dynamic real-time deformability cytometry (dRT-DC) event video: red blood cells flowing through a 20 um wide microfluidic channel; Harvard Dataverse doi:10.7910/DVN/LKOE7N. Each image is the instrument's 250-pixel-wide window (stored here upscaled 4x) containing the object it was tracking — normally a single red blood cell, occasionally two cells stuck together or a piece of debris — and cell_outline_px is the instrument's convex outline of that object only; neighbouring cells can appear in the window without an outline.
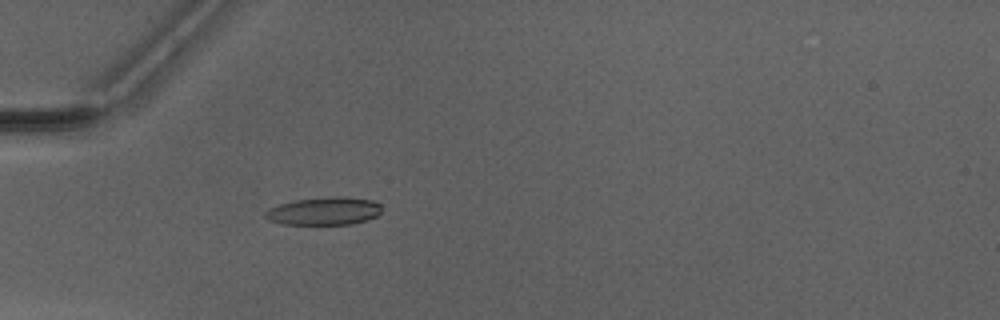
{"species": "Egyptian fruit bat (a non-hibernating species)", "species_latin": "Rousettus aegyptiacus", "temperature_condition": "warm", "stored_images_in_passage": 36, "camera_frame_rate_fps": 3000, "um_per_image_px": 0.085, "animal": {"sex": "male"}, "frame": {"image": 1, "passage_image": 2, "time_ms": 0.333, "image_size_px": [1000, 320], "cell_outline_px": [[380, 212], [376, 216], [368, 220], [352, 224], [284, 224], [268, 220], [264, 216], [264, 212], [280, 204], [296, 200], [328, 196], [344, 196], [372, 200], [380, 204]], "centroid_in_image_um": [27.57, 17.94], "position_along_channel_um": 57.4, "area_um2": 18.9}}
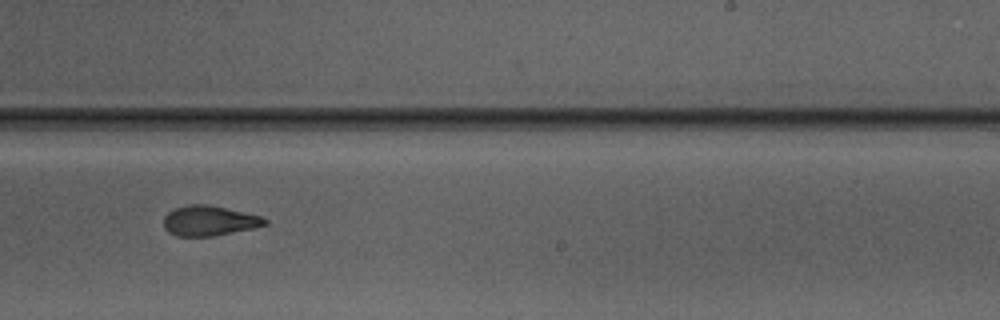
{"frame": {"image": 2, "passage_image": 18, "time_ms": 5.667, "image_size_px": [1000, 320], "cell_outline_px": [[268, 224], [256, 228], [212, 236], [176, 236], [168, 232], [164, 228], [164, 216], [168, 212], [176, 208], [188, 204], [208, 204], [260, 216], [268, 220]], "centroid_in_image_um": [17.78, 18.77], "position_along_channel_um": 271.2, "area_um2": 17.74}}
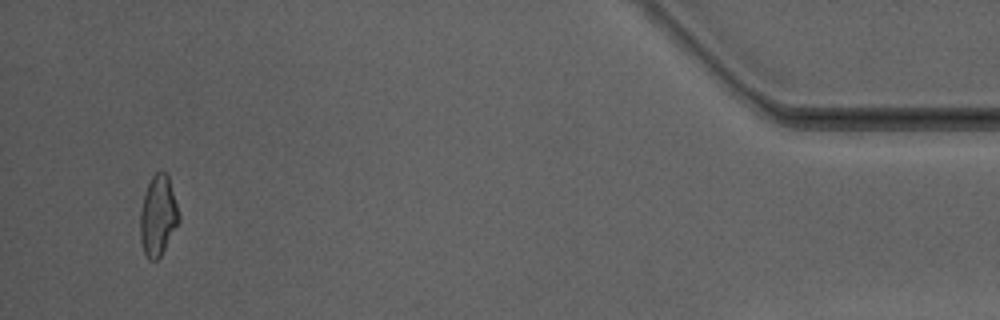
{"frame": {"image": 3, "passage_image": 34, "time_ms": 11.0, "image_size_px": [1000, 320], "cell_outline_px": [[180, 220], [160, 256], [156, 260], [148, 260], [144, 252], [140, 240], [140, 212], [144, 192], [152, 176], [156, 172], [164, 172], [168, 176], [180, 216]], "centroid_in_image_um": [13.41, 18.35], "position_along_channel_um": 421.8, "area_um2": 17.92}, "authors_computed_cell_mechanics": {"area_um2": 18.207, "velocity_mm_per_s": 4.1795, "shape_relaxation_time_tau1_ms": null, "shape_relaxation_time_tau2_ms": 1.4841, "deformation_change_tau1": null, "deformation_change_tau2": 0.0869}}